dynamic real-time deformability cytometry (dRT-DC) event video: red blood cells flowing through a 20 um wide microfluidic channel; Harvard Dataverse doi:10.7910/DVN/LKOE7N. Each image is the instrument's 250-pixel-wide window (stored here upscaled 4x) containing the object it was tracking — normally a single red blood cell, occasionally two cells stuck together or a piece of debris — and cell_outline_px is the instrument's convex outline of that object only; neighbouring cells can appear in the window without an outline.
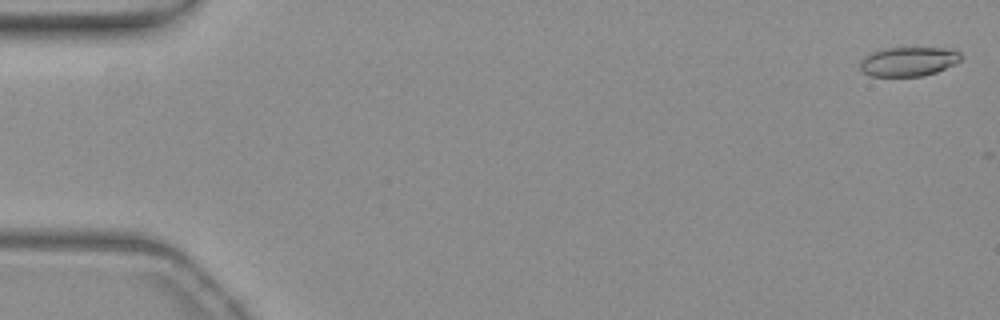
{"species": "common noctule bat (a hibernating species)", "species_latin": "Nyctalus noctula", "temperature_condition": "warm", "stored_images_in_passage": 5, "camera_frame_rate_fps": 3000, "um_per_image_px": 0.085, "animal": {"sex": "female", "body_mass_g": 19.3, "forearm_length_mm": 54.1}, "frame": {"image": 1, "passage_image": 2, "time_ms": 0.333, "image_size_px": [1000, 320], "cell_outline_px": [[960, 60], [956, 64], [936, 72], [924, 76], [872, 76], [864, 72], [860, 68], [860, 60], [864, 56], [872, 52], [884, 48], [952, 48], [960, 52]], "centroid_in_image_um": [77.23, 5.22], "position_along_channel_um": 7.8, "area_um2": 17.28}}